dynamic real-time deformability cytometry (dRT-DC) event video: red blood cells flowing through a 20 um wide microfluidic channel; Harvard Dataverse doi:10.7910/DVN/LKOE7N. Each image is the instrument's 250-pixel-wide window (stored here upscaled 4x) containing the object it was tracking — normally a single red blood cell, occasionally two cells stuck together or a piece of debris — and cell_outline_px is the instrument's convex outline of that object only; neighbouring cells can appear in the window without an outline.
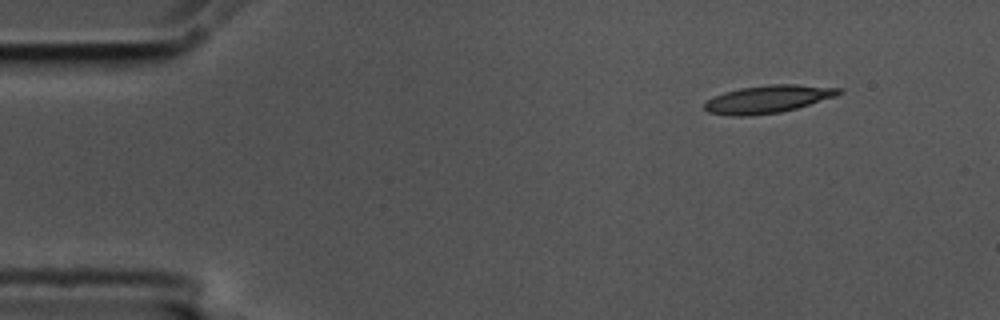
{"species": "common noctule bat (a hibernating species)", "species_latin": "Nyctalus noctula", "temperature_condition": "cold", "stored_images_in_passage": 6, "camera_frame_rate_fps": 3000, "um_per_image_px": 0.085, "animal": {"sex": "male", "body_mass_g": 17.5, "forearm_length_mm": 52.3}, "frame": {"image": 1, "passage_image": 1, "time_ms": 0.0, "image_size_px": [1000, 320], "cell_outline_px": [[844, 92], [836, 96], [796, 108], [780, 112], [748, 116], [728, 116], [708, 112], [704, 108], [704, 104], [708, 100], [724, 92], [740, 88], [768, 84], [796, 84], [844, 88]], "centroid_in_image_um": [65.3, 8.42], "position_along_channel_um": 19.7, "area_um2": 21.73}}
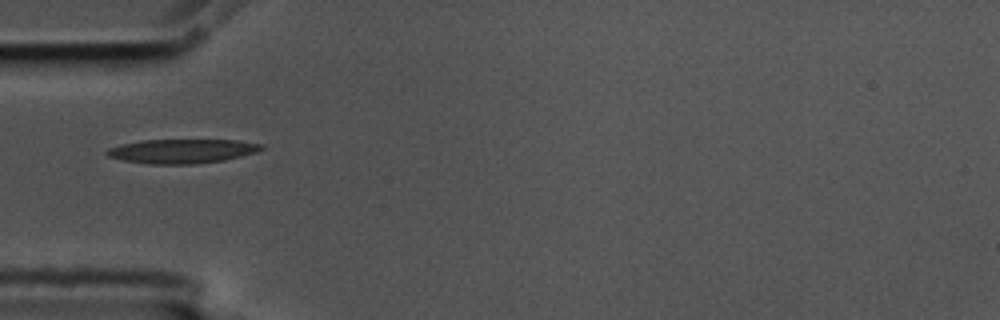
{"frame": {"image": 2, "passage_image": 4, "time_ms": 1.0, "image_size_px": [1000, 320], "cell_outline_px": [[264, 148], [256, 152], [224, 160], [196, 164], [148, 164], [120, 160], [108, 156], [104, 152], [108, 148], [124, 144], [144, 140], [236, 140], [264, 144]], "centroid_in_image_um": [15.47, 12.85], "position_along_channel_um": 69.5, "area_um2": 21.79}}